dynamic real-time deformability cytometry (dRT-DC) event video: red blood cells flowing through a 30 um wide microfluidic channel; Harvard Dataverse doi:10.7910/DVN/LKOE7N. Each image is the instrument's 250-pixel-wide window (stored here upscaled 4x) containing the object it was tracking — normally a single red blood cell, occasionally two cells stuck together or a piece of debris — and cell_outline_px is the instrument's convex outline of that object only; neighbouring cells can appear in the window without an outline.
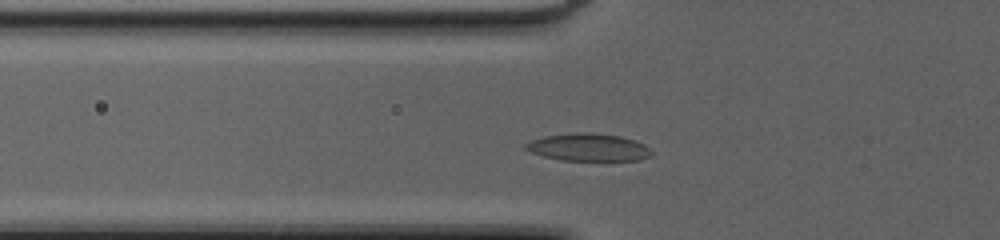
{"species": "common noctule bat (a hibernating species)", "species_latin": "Nyctalus noctula", "temperature_condition": "cold", "stored_images_in_passage": 31, "camera_frame_rate_fps": 3000, "um_per_image_px": 0.085, "animal": {"sex": "female", "body_mass_g": 20.0, "forearm_length_mm": 54.0}, "frame": {"image": 1, "passage_image": 8, "time_ms": 2.333, "image_size_px": [1000, 240], "cell_outline_px": [[652, 156], [640, 160], [560, 160], [544, 156], [532, 152], [524, 148], [524, 144], [532, 140], [544, 136], [576, 132], [592, 132], [620, 136], [644, 144], [652, 152]], "centroid_in_image_um": [50.01, 12.51], "position_along_channel_um": 75.8, "area_um2": 20.11}}
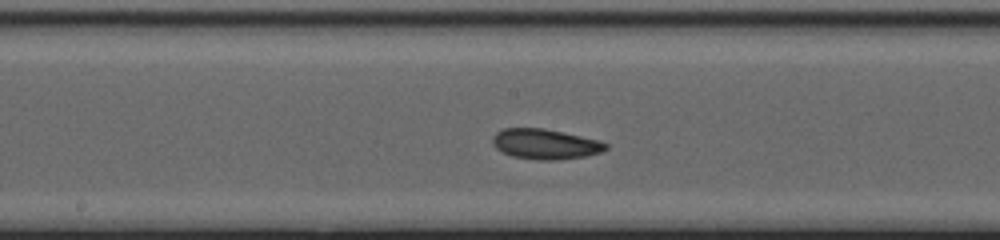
{"frame": {"image": 2, "passage_image": 17, "time_ms": 5.333, "image_size_px": [1000, 240], "cell_outline_px": [[608, 148], [600, 152], [584, 156], [552, 160], [540, 160], [512, 156], [496, 148], [492, 144], [492, 136], [496, 132], [504, 128], [544, 128], [600, 140], [608, 144]], "centroid_in_image_um": [46.33, 12.23], "position_along_channel_um": 201.9, "area_um2": 19.83}}
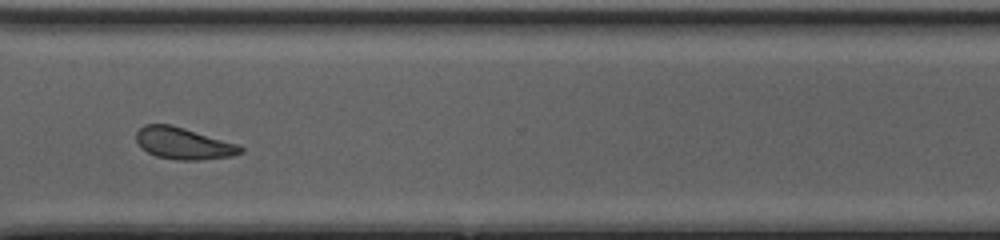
{"frame": {"image": 3, "passage_image": 28, "time_ms": 9.0, "image_size_px": [1000, 240], "cell_outline_px": [[244, 152], [232, 156], [200, 160], [176, 160], [156, 156], [148, 152], [136, 140], [136, 132], [144, 124], [172, 124], [240, 144], [244, 148]], "centroid_in_image_um": [15.65, 12.18], "position_along_channel_um": 355.0, "area_um2": 19.48}, "authors_computed_cell_mechanics": {"area_um2": 19.8254, "velocity_mm_per_s": 4.1867, "shape_relaxation_time_tau1_ms": 4.5908, "shape_relaxation_time_tau2_ms": 3.1064, "deformation_change_tau1": 0.097, "deformation_change_tau2": 0.1117}}